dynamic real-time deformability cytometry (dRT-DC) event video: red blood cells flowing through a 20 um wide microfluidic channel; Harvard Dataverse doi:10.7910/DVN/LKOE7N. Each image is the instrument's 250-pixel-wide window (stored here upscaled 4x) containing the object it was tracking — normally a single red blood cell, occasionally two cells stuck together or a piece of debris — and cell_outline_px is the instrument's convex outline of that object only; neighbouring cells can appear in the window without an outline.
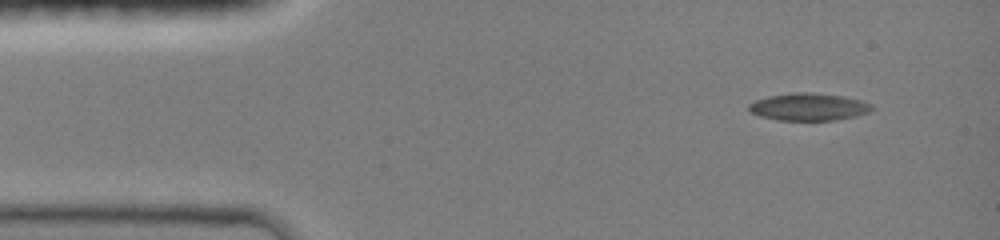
{"species": "common noctule bat (a hibernating species)", "species_latin": "Nyctalus noctula", "temperature_condition": "room temperature", "stored_images_in_passage": 44, "camera_frame_rate_fps": 3000, "um_per_image_px": 0.085, "animal": {"sex": "female", "body_mass_g": 19.0, "forearm_length_mm": 51.5}, "frame": {"image": 1, "passage_image": 1, "time_ms": 0.0, "image_size_px": [1000, 240], "cell_outline_px": [[872, 108], [868, 112], [856, 116], [836, 120], [776, 120], [760, 116], [752, 112], [748, 108], [748, 104], [756, 100], [768, 96], [796, 92], [808, 92], [844, 96], [860, 100], [872, 104]], "centroid_in_image_um": [68.73, 9.08], "position_along_channel_um": 16.3, "area_um2": 19.54}}
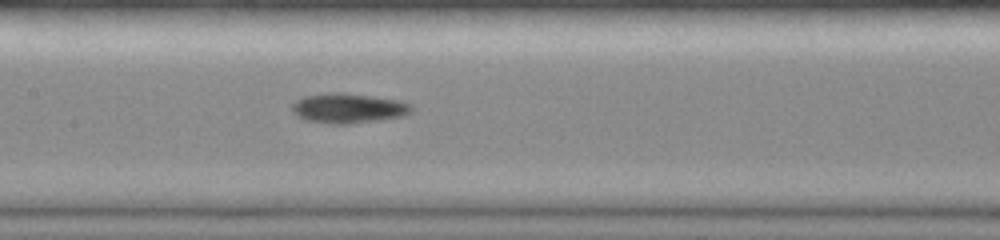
{"frame": {"image": 2, "passage_image": 19, "time_ms": 6.0, "image_size_px": [1000, 240], "cell_outline_px": [[412, 112], [404, 116], [348, 124], [332, 124], [308, 120], [296, 116], [292, 112], [292, 104], [296, 100], [304, 96], [328, 92], [344, 92], [400, 100], [412, 104]], "centroid_in_image_um": [29.61, 9.18], "position_along_channel_um": 177.8, "area_um2": 20.92}}
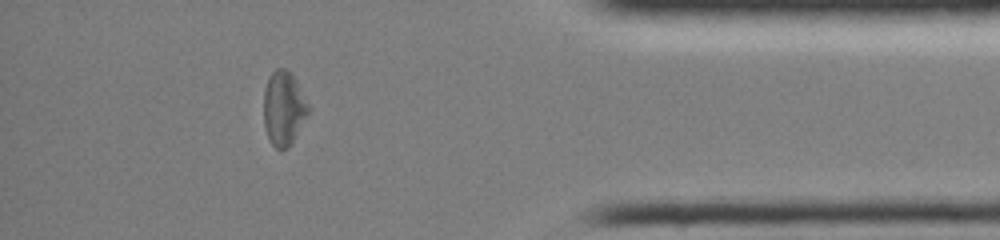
{"frame": {"image": 3, "passage_image": 38, "time_ms": 12.333, "image_size_px": [1000, 240], "cell_outline_px": [[312, 108], [288, 148], [276, 148], [272, 144], [268, 136], [264, 124], [264, 88], [268, 76], [276, 68], [284, 68], [296, 80]], "centroid_in_image_um": [24.13, 9.18], "position_along_channel_um": 411.1, "area_um2": 19.31}, "authors_computed_cell_mechanics": {"area_um2": 19.5075, "velocity_mm_per_s": 4.0481, "shape_relaxation_time_tau1_ms": 5.692, "shape_relaxation_time_tau2_ms": null, "deformation_change_tau1": 0.1728, "deformation_change_tau2": null}}